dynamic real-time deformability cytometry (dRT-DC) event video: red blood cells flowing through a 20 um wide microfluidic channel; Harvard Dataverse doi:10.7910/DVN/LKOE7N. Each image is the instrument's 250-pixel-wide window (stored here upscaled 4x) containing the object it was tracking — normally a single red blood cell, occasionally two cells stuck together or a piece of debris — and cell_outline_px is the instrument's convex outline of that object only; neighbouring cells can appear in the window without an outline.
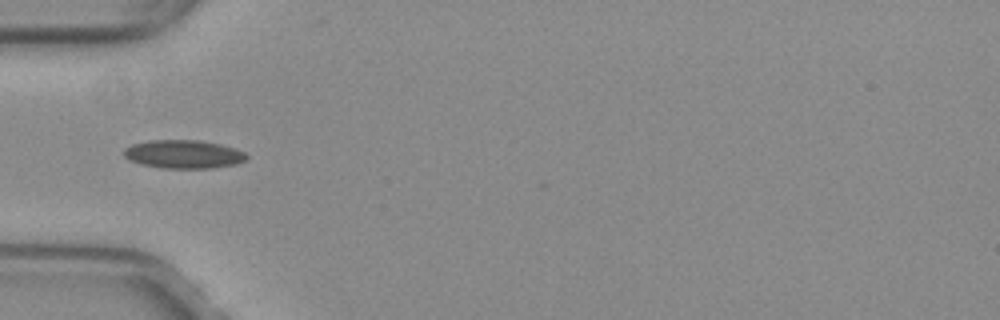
{"species": "common noctule bat (a hibernating species)", "species_latin": "Nyctalus noctula", "temperature_condition": "warm", "stored_images_in_passage": 25, "camera_frame_rate_fps": 3000, "um_per_image_px": 0.085, "animal": {"sex": "female", "body_mass_g": 29.2, "forearm_length_mm": 56.3}, "frame": {"image": 1, "passage_image": 1, "time_ms": 0.0, "image_size_px": [1000, 320], "cell_outline_px": [[248, 156], [244, 160], [236, 164], [212, 168], [160, 168], [140, 164], [128, 160], [124, 156], [124, 148], [132, 144], [152, 140], [196, 140], [220, 144], [244, 152]], "centroid_in_image_um": [15.56, 13.11], "position_along_channel_um": 69.4, "area_um2": 20.23}}
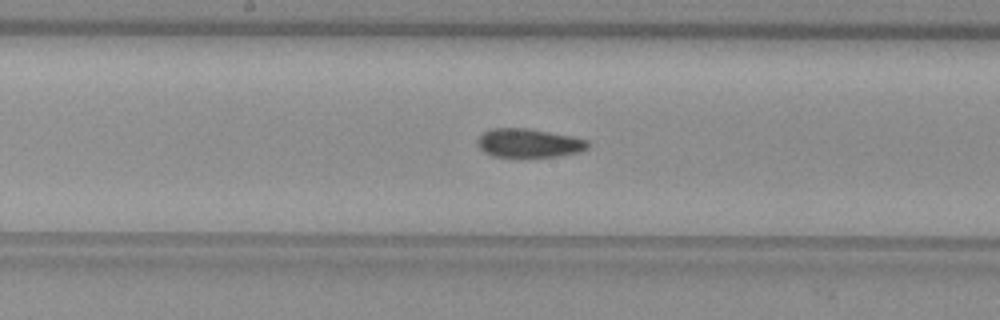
{"frame": {"image": 2, "passage_image": 11, "time_ms": 3.333, "image_size_px": [1000, 320], "cell_outline_px": [[588, 148], [580, 152], [556, 156], [524, 160], [492, 156], [484, 152], [476, 144], [476, 140], [484, 132], [492, 128], [524, 128], [572, 136], [588, 140]], "centroid_in_image_um": [44.91, 12.21], "position_along_channel_um": 203.3, "area_um2": 19.19}}
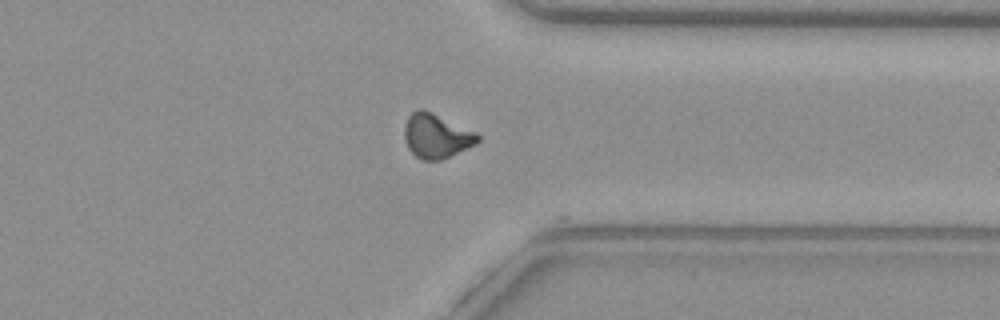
{"frame": {"image": 3, "passage_image": 24, "time_ms": 7.667, "image_size_px": [1000, 320], "cell_outline_px": [[480, 140], [476, 144], [468, 148], [440, 160], [420, 160], [408, 148], [404, 140], [404, 128], [408, 116], [416, 108], [424, 108], [476, 132], [480, 136]], "centroid_in_image_um": [37.08, 11.54], "position_along_channel_um": 374.3, "area_um2": 19.13}}